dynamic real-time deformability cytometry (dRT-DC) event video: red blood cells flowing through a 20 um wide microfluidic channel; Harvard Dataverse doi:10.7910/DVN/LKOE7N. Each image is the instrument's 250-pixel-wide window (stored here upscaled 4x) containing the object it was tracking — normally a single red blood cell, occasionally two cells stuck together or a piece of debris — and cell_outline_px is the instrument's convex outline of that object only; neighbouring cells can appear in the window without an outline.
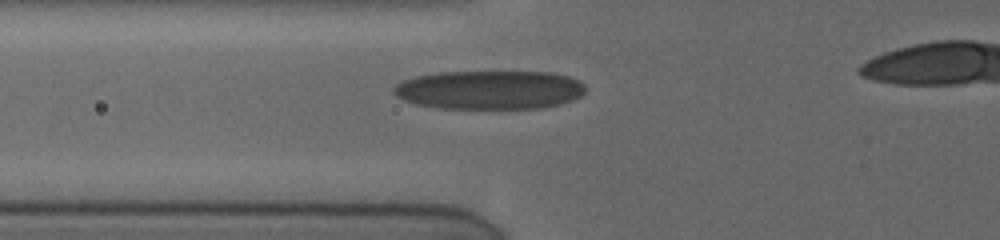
{"species": "human", "species_latin": "Homo sapiens", "temperature_condition": "cold", "stored_images_in_passage": 23, "camera_frame_rate_fps": 3000, "um_per_image_px": 0.085, "donor": {"sex": "female"}, "frame": {"image": 1, "passage_image": 5, "time_ms": 3.667, "image_size_px": [1000, 240], "cell_outline_px": [[584, 92], [580, 96], [572, 100], [560, 104], [544, 108], [440, 108], [416, 104], [404, 100], [396, 96], [392, 92], [392, 88], [396, 84], [404, 80], [416, 76], [440, 72], [552, 72], [568, 76], [580, 80], [584, 84]], "centroid_in_image_um": [41.62, 7.63], "position_along_channel_um": 84.2, "area_um2": 43.47}}
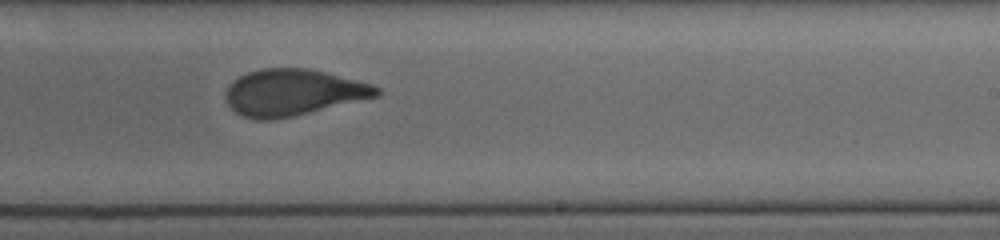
{"frame": {"image": 2, "passage_image": 14, "time_ms": 8.333, "image_size_px": [1000, 240], "cell_outline_px": [[380, 96], [292, 116], [272, 120], [256, 120], [244, 116], [236, 112], [228, 104], [224, 96], [228, 88], [240, 76], [248, 72], [260, 68], [308, 68], [372, 84], [380, 88]], "centroid_in_image_um": [24.92, 7.86], "position_along_channel_um": 264.1, "area_um2": 40.46}}
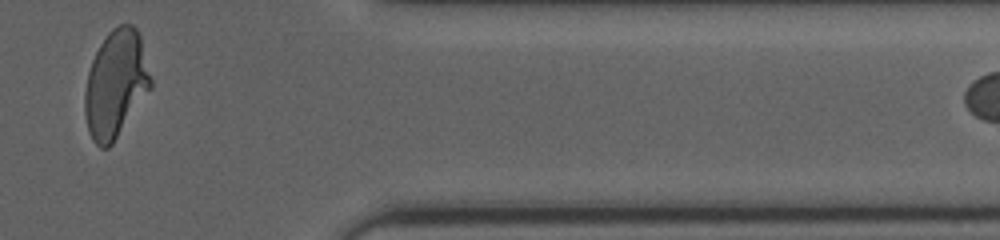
{"frame": {"image": 3, "passage_image": 21, "time_ms": 12.333, "image_size_px": [1000, 240], "cell_outline_px": [[152, 88], [112, 144], [108, 148], [100, 148], [92, 140], [88, 132], [84, 112], [84, 92], [88, 72], [92, 60], [100, 44], [108, 32], [112, 28], [120, 24], [132, 24], [136, 28], [140, 36], [152, 80]], "centroid_in_image_um": [9.83, 7.16], "position_along_channel_um": 401.6, "area_um2": 41.44}}